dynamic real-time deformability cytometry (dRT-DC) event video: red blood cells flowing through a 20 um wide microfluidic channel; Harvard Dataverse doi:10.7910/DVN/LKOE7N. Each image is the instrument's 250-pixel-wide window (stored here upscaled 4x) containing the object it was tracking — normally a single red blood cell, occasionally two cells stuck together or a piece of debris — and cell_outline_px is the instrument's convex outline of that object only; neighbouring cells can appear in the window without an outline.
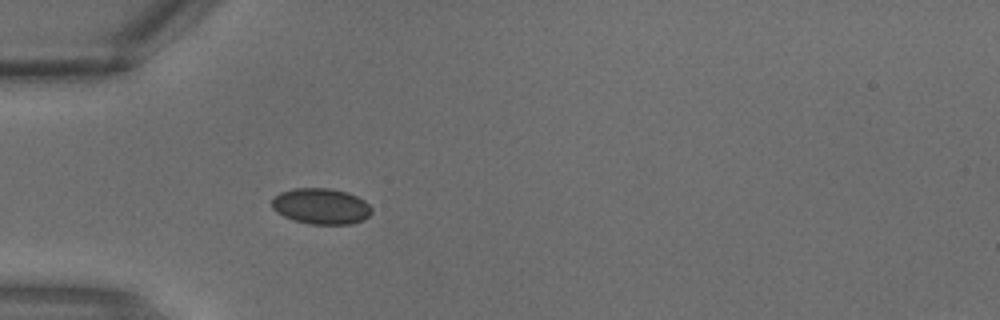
{"species": "common noctule bat (a hibernating species)", "species_latin": "Nyctalus noctula", "temperature_condition": "warm", "stored_images_in_passage": 1, "camera_frame_rate_fps": 3000, "um_per_image_px": 0.085, "animal": {"sex": "male", "body_mass_g": 18.8}, "frame": {"image": 1, "passage_image": 1, "time_ms": 0.0, "image_size_px": [1000, 320], "cell_outline_px": [[372, 212], [364, 220], [352, 224], [308, 224], [292, 220], [276, 212], [272, 208], [272, 200], [280, 192], [292, 188], [328, 188], [348, 192], [364, 200], [372, 208]], "centroid_in_image_um": [27.29, 17.53], "position_along_channel_um": 57.7, "area_um2": 21.04}}